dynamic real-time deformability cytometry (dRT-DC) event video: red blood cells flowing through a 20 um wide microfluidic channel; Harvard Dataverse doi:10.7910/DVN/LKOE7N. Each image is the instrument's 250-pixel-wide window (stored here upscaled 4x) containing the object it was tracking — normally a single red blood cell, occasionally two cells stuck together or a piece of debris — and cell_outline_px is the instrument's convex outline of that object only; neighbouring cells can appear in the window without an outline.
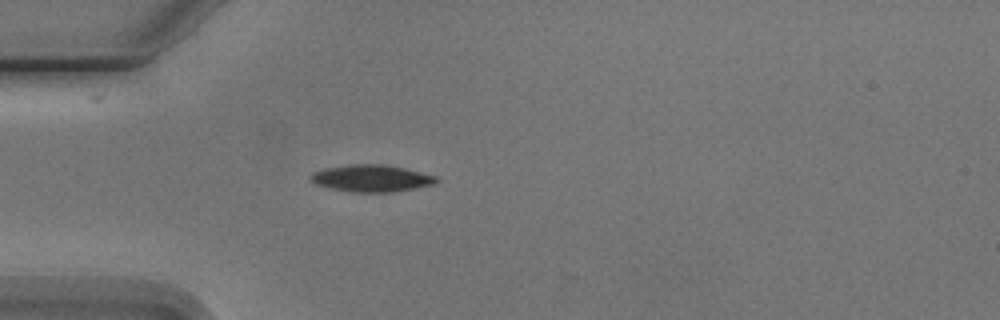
{"species": "Egyptian fruit bat (a non-hibernating species)", "species_latin": "Rousettus aegyptiacus", "temperature_condition": "cold", "stored_images_in_passage": 2, "camera_frame_rate_fps": 3000, "um_per_image_px": 0.085, "animal": {"sex": "male"}, "frame": {"image": 1, "passage_image": 2, "time_ms": 1.333, "image_size_px": [1000, 320], "cell_outline_px": [[440, 180], [436, 184], [392, 192], [352, 192], [332, 188], [316, 184], [308, 176], [312, 172], [324, 168], [352, 164], [380, 164], [404, 168], [436, 176]], "centroid_in_image_um": [31.58, 15.15], "position_along_channel_um": 53.4, "area_um2": 19.65}}